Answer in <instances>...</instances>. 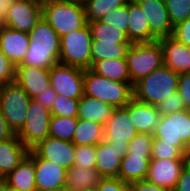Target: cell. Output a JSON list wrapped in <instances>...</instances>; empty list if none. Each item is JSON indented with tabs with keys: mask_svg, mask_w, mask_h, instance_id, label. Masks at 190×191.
I'll return each mask as SVG.
<instances>
[{
	"mask_svg": "<svg viewBox=\"0 0 190 191\" xmlns=\"http://www.w3.org/2000/svg\"><path fill=\"white\" fill-rule=\"evenodd\" d=\"M29 151L17 135L0 142V179L18 166L28 156Z\"/></svg>",
	"mask_w": 190,
	"mask_h": 191,
	"instance_id": "cell-22",
	"label": "cell"
},
{
	"mask_svg": "<svg viewBox=\"0 0 190 191\" xmlns=\"http://www.w3.org/2000/svg\"><path fill=\"white\" fill-rule=\"evenodd\" d=\"M7 186L18 191H37L35 163L27 156L6 177Z\"/></svg>",
	"mask_w": 190,
	"mask_h": 191,
	"instance_id": "cell-26",
	"label": "cell"
},
{
	"mask_svg": "<svg viewBox=\"0 0 190 191\" xmlns=\"http://www.w3.org/2000/svg\"><path fill=\"white\" fill-rule=\"evenodd\" d=\"M81 191H95V189H83Z\"/></svg>",
	"mask_w": 190,
	"mask_h": 191,
	"instance_id": "cell-54",
	"label": "cell"
},
{
	"mask_svg": "<svg viewBox=\"0 0 190 191\" xmlns=\"http://www.w3.org/2000/svg\"><path fill=\"white\" fill-rule=\"evenodd\" d=\"M173 27L190 17V0H164Z\"/></svg>",
	"mask_w": 190,
	"mask_h": 191,
	"instance_id": "cell-35",
	"label": "cell"
},
{
	"mask_svg": "<svg viewBox=\"0 0 190 191\" xmlns=\"http://www.w3.org/2000/svg\"><path fill=\"white\" fill-rule=\"evenodd\" d=\"M173 37L190 48V17L174 26Z\"/></svg>",
	"mask_w": 190,
	"mask_h": 191,
	"instance_id": "cell-44",
	"label": "cell"
},
{
	"mask_svg": "<svg viewBox=\"0 0 190 191\" xmlns=\"http://www.w3.org/2000/svg\"><path fill=\"white\" fill-rule=\"evenodd\" d=\"M173 191H190V160L181 170L177 184Z\"/></svg>",
	"mask_w": 190,
	"mask_h": 191,
	"instance_id": "cell-46",
	"label": "cell"
},
{
	"mask_svg": "<svg viewBox=\"0 0 190 191\" xmlns=\"http://www.w3.org/2000/svg\"><path fill=\"white\" fill-rule=\"evenodd\" d=\"M16 66L0 51V86L14 82Z\"/></svg>",
	"mask_w": 190,
	"mask_h": 191,
	"instance_id": "cell-41",
	"label": "cell"
},
{
	"mask_svg": "<svg viewBox=\"0 0 190 191\" xmlns=\"http://www.w3.org/2000/svg\"><path fill=\"white\" fill-rule=\"evenodd\" d=\"M128 0H86L83 4L87 23L100 20L106 13L120 8Z\"/></svg>",
	"mask_w": 190,
	"mask_h": 191,
	"instance_id": "cell-32",
	"label": "cell"
},
{
	"mask_svg": "<svg viewBox=\"0 0 190 191\" xmlns=\"http://www.w3.org/2000/svg\"><path fill=\"white\" fill-rule=\"evenodd\" d=\"M103 177L95 168L81 169L76 166L67 170L65 189L67 191H81L95 189Z\"/></svg>",
	"mask_w": 190,
	"mask_h": 191,
	"instance_id": "cell-27",
	"label": "cell"
},
{
	"mask_svg": "<svg viewBox=\"0 0 190 191\" xmlns=\"http://www.w3.org/2000/svg\"><path fill=\"white\" fill-rule=\"evenodd\" d=\"M49 77L57 95L70 99H80L84 95L83 68L58 63L49 68Z\"/></svg>",
	"mask_w": 190,
	"mask_h": 191,
	"instance_id": "cell-10",
	"label": "cell"
},
{
	"mask_svg": "<svg viewBox=\"0 0 190 191\" xmlns=\"http://www.w3.org/2000/svg\"><path fill=\"white\" fill-rule=\"evenodd\" d=\"M104 126L94 121L78 119L72 143L96 146L104 141Z\"/></svg>",
	"mask_w": 190,
	"mask_h": 191,
	"instance_id": "cell-30",
	"label": "cell"
},
{
	"mask_svg": "<svg viewBox=\"0 0 190 191\" xmlns=\"http://www.w3.org/2000/svg\"><path fill=\"white\" fill-rule=\"evenodd\" d=\"M131 191H169L168 189L150 183L146 180L130 183Z\"/></svg>",
	"mask_w": 190,
	"mask_h": 191,
	"instance_id": "cell-47",
	"label": "cell"
},
{
	"mask_svg": "<svg viewBox=\"0 0 190 191\" xmlns=\"http://www.w3.org/2000/svg\"><path fill=\"white\" fill-rule=\"evenodd\" d=\"M153 134L137 133L128 143L127 154L133 155H151Z\"/></svg>",
	"mask_w": 190,
	"mask_h": 191,
	"instance_id": "cell-38",
	"label": "cell"
},
{
	"mask_svg": "<svg viewBox=\"0 0 190 191\" xmlns=\"http://www.w3.org/2000/svg\"><path fill=\"white\" fill-rule=\"evenodd\" d=\"M128 19H129V13H128V1H127V3L124 6L114 9L109 13H106L100 19V21L115 26L127 34Z\"/></svg>",
	"mask_w": 190,
	"mask_h": 191,
	"instance_id": "cell-39",
	"label": "cell"
},
{
	"mask_svg": "<svg viewBox=\"0 0 190 191\" xmlns=\"http://www.w3.org/2000/svg\"><path fill=\"white\" fill-rule=\"evenodd\" d=\"M29 35V48L20 65L50 68L59 63L60 37L43 18Z\"/></svg>",
	"mask_w": 190,
	"mask_h": 191,
	"instance_id": "cell-1",
	"label": "cell"
},
{
	"mask_svg": "<svg viewBox=\"0 0 190 191\" xmlns=\"http://www.w3.org/2000/svg\"><path fill=\"white\" fill-rule=\"evenodd\" d=\"M37 191H67L65 188H58V189H45V190H37Z\"/></svg>",
	"mask_w": 190,
	"mask_h": 191,
	"instance_id": "cell-52",
	"label": "cell"
},
{
	"mask_svg": "<svg viewBox=\"0 0 190 191\" xmlns=\"http://www.w3.org/2000/svg\"><path fill=\"white\" fill-rule=\"evenodd\" d=\"M178 77V73L163 65L134 85V98L156 106L165 97L177 91Z\"/></svg>",
	"mask_w": 190,
	"mask_h": 191,
	"instance_id": "cell-4",
	"label": "cell"
},
{
	"mask_svg": "<svg viewBox=\"0 0 190 191\" xmlns=\"http://www.w3.org/2000/svg\"><path fill=\"white\" fill-rule=\"evenodd\" d=\"M127 37L131 43L150 42V28L147 18L135 0H128Z\"/></svg>",
	"mask_w": 190,
	"mask_h": 191,
	"instance_id": "cell-23",
	"label": "cell"
},
{
	"mask_svg": "<svg viewBox=\"0 0 190 191\" xmlns=\"http://www.w3.org/2000/svg\"><path fill=\"white\" fill-rule=\"evenodd\" d=\"M7 183L6 180L4 178L0 179V191H5L7 188Z\"/></svg>",
	"mask_w": 190,
	"mask_h": 191,
	"instance_id": "cell-50",
	"label": "cell"
},
{
	"mask_svg": "<svg viewBox=\"0 0 190 191\" xmlns=\"http://www.w3.org/2000/svg\"><path fill=\"white\" fill-rule=\"evenodd\" d=\"M3 25V20L0 17V26Z\"/></svg>",
	"mask_w": 190,
	"mask_h": 191,
	"instance_id": "cell-55",
	"label": "cell"
},
{
	"mask_svg": "<svg viewBox=\"0 0 190 191\" xmlns=\"http://www.w3.org/2000/svg\"><path fill=\"white\" fill-rule=\"evenodd\" d=\"M15 135L14 131L8 126L0 108V142L9 140Z\"/></svg>",
	"mask_w": 190,
	"mask_h": 191,
	"instance_id": "cell-48",
	"label": "cell"
},
{
	"mask_svg": "<svg viewBox=\"0 0 190 191\" xmlns=\"http://www.w3.org/2000/svg\"><path fill=\"white\" fill-rule=\"evenodd\" d=\"M28 157L35 163L36 190L65 188L66 169L40 158L32 149Z\"/></svg>",
	"mask_w": 190,
	"mask_h": 191,
	"instance_id": "cell-16",
	"label": "cell"
},
{
	"mask_svg": "<svg viewBox=\"0 0 190 191\" xmlns=\"http://www.w3.org/2000/svg\"><path fill=\"white\" fill-rule=\"evenodd\" d=\"M133 87L131 83L109 80L90 68L84 69V95L97 98L114 108L125 107L134 98Z\"/></svg>",
	"mask_w": 190,
	"mask_h": 191,
	"instance_id": "cell-2",
	"label": "cell"
},
{
	"mask_svg": "<svg viewBox=\"0 0 190 191\" xmlns=\"http://www.w3.org/2000/svg\"><path fill=\"white\" fill-rule=\"evenodd\" d=\"M32 150L42 159L49 160L68 170L75 161V145L66 140L48 136L39 142Z\"/></svg>",
	"mask_w": 190,
	"mask_h": 191,
	"instance_id": "cell-15",
	"label": "cell"
},
{
	"mask_svg": "<svg viewBox=\"0 0 190 191\" xmlns=\"http://www.w3.org/2000/svg\"><path fill=\"white\" fill-rule=\"evenodd\" d=\"M142 8L150 28V42L173 35L164 0H135Z\"/></svg>",
	"mask_w": 190,
	"mask_h": 191,
	"instance_id": "cell-14",
	"label": "cell"
},
{
	"mask_svg": "<svg viewBox=\"0 0 190 191\" xmlns=\"http://www.w3.org/2000/svg\"><path fill=\"white\" fill-rule=\"evenodd\" d=\"M125 59L133 86L142 78L164 65L163 52L158 40L132 43Z\"/></svg>",
	"mask_w": 190,
	"mask_h": 191,
	"instance_id": "cell-5",
	"label": "cell"
},
{
	"mask_svg": "<svg viewBox=\"0 0 190 191\" xmlns=\"http://www.w3.org/2000/svg\"><path fill=\"white\" fill-rule=\"evenodd\" d=\"M43 0H13L3 25L29 33L42 19Z\"/></svg>",
	"mask_w": 190,
	"mask_h": 191,
	"instance_id": "cell-12",
	"label": "cell"
},
{
	"mask_svg": "<svg viewBox=\"0 0 190 191\" xmlns=\"http://www.w3.org/2000/svg\"><path fill=\"white\" fill-rule=\"evenodd\" d=\"M131 42H101L92 40L91 66L104 59H125Z\"/></svg>",
	"mask_w": 190,
	"mask_h": 191,
	"instance_id": "cell-29",
	"label": "cell"
},
{
	"mask_svg": "<svg viewBox=\"0 0 190 191\" xmlns=\"http://www.w3.org/2000/svg\"><path fill=\"white\" fill-rule=\"evenodd\" d=\"M128 150H117L111 147L106 141L95 146L96 166L95 169L103 178L118 177L120 163Z\"/></svg>",
	"mask_w": 190,
	"mask_h": 191,
	"instance_id": "cell-21",
	"label": "cell"
},
{
	"mask_svg": "<svg viewBox=\"0 0 190 191\" xmlns=\"http://www.w3.org/2000/svg\"><path fill=\"white\" fill-rule=\"evenodd\" d=\"M128 112L138 133H154L161 117L157 106L146 104L133 98L128 103Z\"/></svg>",
	"mask_w": 190,
	"mask_h": 191,
	"instance_id": "cell-20",
	"label": "cell"
},
{
	"mask_svg": "<svg viewBox=\"0 0 190 191\" xmlns=\"http://www.w3.org/2000/svg\"><path fill=\"white\" fill-rule=\"evenodd\" d=\"M190 155L189 147H175L172 144L162 143V139H154L151 149V159H182Z\"/></svg>",
	"mask_w": 190,
	"mask_h": 191,
	"instance_id": "cell-34",
	"label": "cell"
},
{
	"mask_svg": "<svg viewBox=\"0 0 190 191\" xmlns=\"http://www.w3.org/2000/svg\"><path fill=\"white\" fill-rule=\"evenodd\" d=\"M190 160V155L182 159H151L146 181L173 191L181 170Z\"/></svg>",
	"mask_w": 190,
	"mask_h": 191,
	"instance_id": "cell-13",
	"label": "cell"
},
{
	"mask_svg": "<svg viewBox=\"0 0 190 191\" xmlns=\"http://www.w3.org/2000/svg\"><path fill=\"white\" fill-rule=\"evenodd\" d=\"M114 107L97 98L83 95L79 99L78 119L90 120L102 124H106L111 117Z\"/></svg>",
	"mask_w": 190,
	"mask_h": 191,
	"instance_id": "cell-25",
	"label": "cell"
},
{
	"mask_svg": "<svg viewBox=\"0 0 190 191\" xmlns=\"http://www.w3.org/2000/svg\"><path fill=\"white\" fill-rule=\"evenodd\" d=\"M74 157L73 166L81 169L95 168L96 166L95 146L75 145Z\"/></svg>",
	"mask_w": 190,
	"mask_h": 191,
	"instance_id": "cell-37",
	"label": "cell"
},
{
	"mask_svg": "<svg viewBox=\"0 0 190 191\" xmlns=\"http://www.w3.org/2000/svg\"><path fill=\"white\" fill-rule=\"evenodd\" d=\"M13 0H0V17L2 20L8 15L10 4Z\"/></svg>",
	"mask_w": 190,
	"mask_h": 191,
	"instance_id": "cell-49",
	"label": "cell"
},
{
	"mask_svg": "<svg viewBox=\"0 0 190 191\" xmlns=\"http://www.w3.org/2000/svg\"><path fill=\"white\" fill-rule=\"evenodd\" d=\"M88 25L91 29L93 40L101 42H131L124 31L100 20L88 22Z\"/></svg>",
	"mask_w": 190,
	"mask_h": 191,
	"instance_id": "cell-31",
	"label": "cell"
},
{
	"mask_svg": "<svg viewBox=\"0 0 190 191\" xmlns=\"http://www.w3.org/2000/svg\"><path fill=\"white\" fill-rule=\"evenodd\" d=\"M90 69L109 80L131 83L126 59H104L96 61Z\"/></svg>",
	"mask_w": 190,
	"mask_h": 191,
	"instance_id": "cell-28",
	"label": "cell"
},
{
	"mask_svg": "<svg viewBox=\"0 0 190 191\" xmlns=\"http://www.w3.org/2000/svg\"><path fill=\"white\" fill-rule=\"evenodd\" d=\"M163 52V64L178 74L190 73V48L168 36L158 40Z\"/></svg>",
	"mask_w": 190,
	"mask_h": 191,
	"instance_id": "cell-18",
	"label": "cell"
},
{
	"mask_svg": "<svg viewBox=\"0 0 190 191\" xmlns=\"http://www.w3.org/2000/svg\"><path fill=\"white\" fill-rule=\"evenodd\" d=\"M30 44L27 32L0 26V51L15 65L22 64Z\"/></svg>",
	"mask_w": 190,
	"mask_h": 191,
	"instance_id": "cell-17",
	"label": "cell"
},
{
	"mask_svg": "<svg viewBox=\"0 0 190 191\" xmlns=\"http://www.w3.org/2000/svg\"><path fill=\"white\" fill-rule=\"evenodd\" d=\"M92 34L88 23L60 37L59 63L83 69L91 68Z\"/></svg>",
	"mask_w": 190,
	"mask_h": 191,
	"instance_id": "cell-6",
	"label": "cell"
},
{
	"mask_svg": "<svg viewBox=\"0 0 190 191\" xmlns=\"http://www.w3.org/2000/svg\"><path fill=\"white\" fill-rule=\"evenodd\" d=\"M95 191H131L130 183L123 182L120 178H103Z\"/></svg>",
	"mask_w": 190,
	"mask_h": 191,
	"instance_id": "cell-42",
	"label": "cell"
},
{
	"mask_svg": "<svg viewBox=\"0 0 190 191\" xmlns=\"http://www.w3.org/2000/svg\"><path fill=\"white\" fill-rule=\"evenodd\" d=\"M5 191H18V190H15V189H12L10 187H7Z\"/></svg>",
	"mask_w": 190,
	"mask_h": 191,
	"instance_id": "cell-53",
	"label": "cell"
},
{
	"mask_svg": "<svg viewBox=\"0 0 190 191\" xmlns=\"http://www.w3.org/2000/svg\"><path fill=\"white\" fill-rule=\"evenodd\" d=\"M177 91L184 101L186 110L190 111V73L179 74Z\"/></svg>",
	"mask_w": 190,
	"mask_h": 191,
	"instance_id": "cell-43",
	"label": "cell"
},
{
	"mask_svg": "<svg viewBox=\"0 0 190 191\" xmlns=\"http://www.w3.org/2000/svg\"><path fill=\"white\" fill-rule=\"evenodd\" d=\"M14 81L33 99L49 87V68L18 65Z\"/></svg>",
	"mask_w": 190,
	"mask_h": 191,
	"instance_id": "cell-19",
	"label": "cell"
},
{
	"mask_svg": "<svg viewBox=\"0 0 190 191\" xmlns=\"http://www.w3.org/2000/svg\"><path fill=\"white\" fill-rule=\"evenodd\" d=\"M150 160L151 155L126 154L120 163L117 178H120L126 183L145 180L148 173Z\"/></svg>",
	"mask_w": 190,
	"mask_h": 191,
	"instance_id": "cell-24",
	"label": "cell"
},
{
	"mask_svg": "<svg viewBox=\"0 0 190 191\" xmlns=\"http://www.w3.org/2000/svg\"><path fill=\"white\" fill-rule=\"evenodd\" d=\"M156 106L161 116H165L176 111L186 110L184 101L178 91H175L172 95L165 97Z\"/></svg>",
	"mask_w": 190,
	"mask_h": 191,
	"instance_id": "cell-40",
	"label": "cell"
},
{
	"mask_svg": "<svg viewBox=\"0 0 190 191\" xmlns=\"http://www.w3.org/2000/svg\"><path fill=\"white\" fill-rule=\"evenodd\" d=\"M153 135L154 139H162V143L190 148V111L161 116Z\"/></svg>",
	"mask_w": 190,
	"mask_h": 191,
	"instance_id": "cell-8",
	"label": "cell"
},
{
	"mask_svg": "<svg viewBox=\"0 0 190 191\" xmlns=\"http://www.w3.org/2000/svg\"><path fill=\"white\" fill-rule=\"evenodd\" d=\"M30 101V96L15 81L0 86V108L15 134L24 126Z\"/></svg>",
	"mask_w": 190,
	"mask_h": 191,
	"instance_id": "cell-7",
	"label": "cell"
},
{
	"mask_svg": "<svg viewBox=\"0 0 190 191\" xmlns=\"http://www.w3.org/2000/svg\"><path fill=\"white\" fill-rule=\"evenodd\" d=\"M104 141L117 150H128V143L138 133L133 125L128 104L114 108L111 117L104 125Z\"/></svg>",
	"mask_w": 190,
	"mask_h": 191,
	"instance_id": "cell-11",
	"label": "cell"
},
{
	"mask_svg": "<svg viewBox=\"0 0 190 191\" xmlns=\"http://www.w3.org/2000/svg\"><path fill=\"white\" fill-rule=\"evenodd\" d=\"M56 97H57L56 91L52 88L51 85H49V87L46 90L39 93L33 99L36 102L41 103L45 108L51 110Z\"/></svg>",
	"mask_w": 190,
	"mask_h": 191,
	"instance_id": "cell-45",
	"label": "cell"
},
{
	"mask_svg": "<svg viewBox=\"0 0 190 191\" xmlns=\"http://www.w3.org/2000/svg\"><path fill=\"white\" fill-rule=\"evenodd\" d=\"M50 120V110L31 99L24 126L16 135L23 145L31 150L49 136Z\"/></svg>",
	"mask_w": 190,
	"mask_h": 191,
	"instance_id": "cell-9",
	"label": "cell"
},
{
	"mask_svg": "<svg viewBox=\"0 0 190 191\" xmlns=\"http://www.w3.org/2000/svg\"><path fill=\"white\" fill-rule=\"evenodd\" d=\"M78 106L79 99H70L63 95H57L50 112L51 115L55 116L77 117Z\"/></svg>",
	"mask_w": 190,
	"mask_h": 191,
	"instance_id": "cell-36",
	"label": "cell"
},
{
	"mask_svg": "<svg viewBox=\"0 0 190 191\" xmlns=\"http://www.w3.org/2000/svg\"><path fill=\"white\" fill-rule=\"evenodd\" d=\"M58 1L72 2V3H78L83 5L86 0H58Z\"/></svg>",
	"mask_w": 190,
	"mask_h": 191,
	"instance_id": "cell-51",
	"label": "cell"
},
{
	"mask_svg": "<svg viewBox=\"0 0 190 191\" xmlns=\"http://www.w3.org/2000/svg\"><path fill=\"white\" fill-rule=\"evenodd\" d=\"M42 18L56 31L59 37L87 24L82 4L58 0H43Z\"/></svg>",
	"mask_w": 190,
	"mask_h": 191,
	"instance_id": "cell-3",
	"label": "cell"
},
{
	"mask_svg": "<svg viewBox=\"0 0 190 191\" xmlns=\"http://www.w3.org/2000/svg\"><path fill=\"white\" fill-rule=\"evenodd\" d=\"M77 117H61L51 115L49 136L72 142L75 128L77 127Z\"/></svg>",
	"mask_w": 190,
	"mask_h": 191,
	"instance_id": "cell-33",
	"label": "cell"
}]
</instances>
